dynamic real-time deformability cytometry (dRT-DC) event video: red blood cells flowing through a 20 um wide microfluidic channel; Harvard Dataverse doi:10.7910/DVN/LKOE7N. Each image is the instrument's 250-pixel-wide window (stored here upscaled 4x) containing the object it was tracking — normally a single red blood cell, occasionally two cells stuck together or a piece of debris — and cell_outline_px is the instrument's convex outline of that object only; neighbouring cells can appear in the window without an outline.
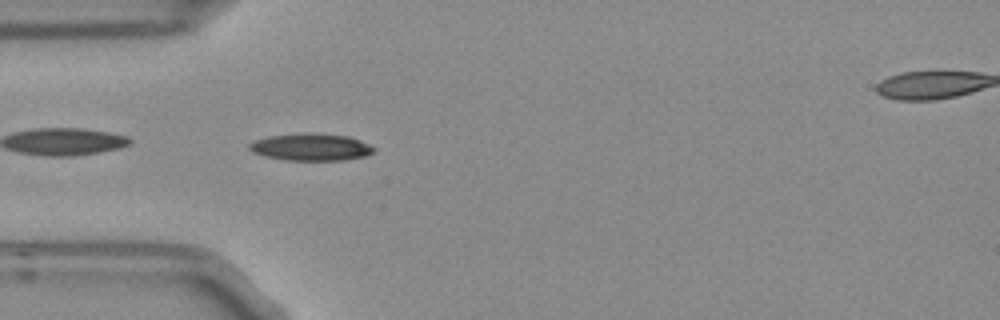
{"species": "Egyptian fruit bat (a non-hibernating species)", "species_latin": "Rousettus aegyptiacus", "temperature_condition": "room temperature", "stored_images_in_passage": 6, "segment_of_instrument_passage": [1, 2], "camera_frame_rate_fps": 3000, "um_per_image_px": 0.085, "frame": {"image": 1, "passage_image": 5, "time_ms": 1.333, "image_size_px": [1000, 320], "cell_outline_px": [[376, 152], [368, 156], [344, 160], [288, 160], [264, 156], [252, 152], [248, 148], [248, 144], [252, 140], [268, 136], [348, 136], [360, 140], [376, 148]], "centroid_in_image_um": [26.45, 12.56], "position_along_channel_um": 58.5, "area_um2": 18.84}}